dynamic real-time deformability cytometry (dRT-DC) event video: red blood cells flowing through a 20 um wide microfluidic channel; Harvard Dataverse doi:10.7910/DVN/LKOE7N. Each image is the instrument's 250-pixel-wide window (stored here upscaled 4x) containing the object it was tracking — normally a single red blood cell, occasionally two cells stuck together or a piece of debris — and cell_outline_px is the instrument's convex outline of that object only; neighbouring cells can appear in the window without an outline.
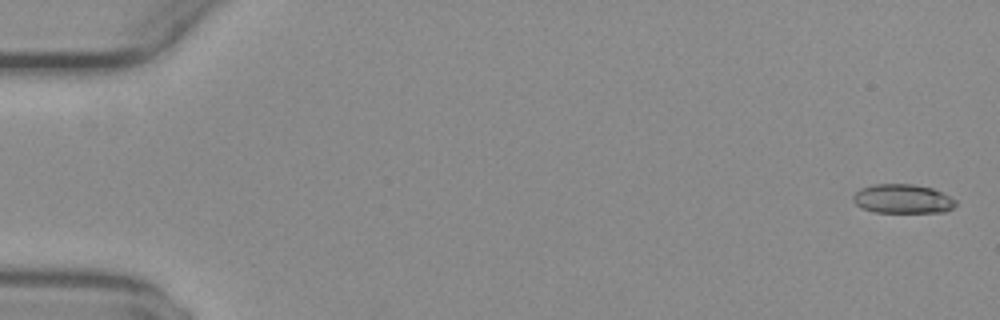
{"species": "common noctule bat (a hibernating species)", "species_latin": "Nyctalus noctula", "temperature_condition": "warm", "stored_images_in_passage": 8, "camera_frame_rate_fps": 3000, "um_per_image_px": 0.085, "animal": {"sex": "female", "body_mass_g": 29.2, "forearm_length_mm": 56.3}, "frame": {"image": 1, "passage_image": 2, "time_ms": 0.333, "image_size_px": [1000, 320], "cell_outline_px": [[956, 204], [952, 208], [944, 212], [876, 212], [860, 208], [852, 200], [852, 196], [860, 188], [872, 184], [912, 184], [932, 188], [956, 200]], "centroid_in_image_um": [76.68, 16.9], "position_along_channel_um": 8.3, "area_um2": 17.4}}